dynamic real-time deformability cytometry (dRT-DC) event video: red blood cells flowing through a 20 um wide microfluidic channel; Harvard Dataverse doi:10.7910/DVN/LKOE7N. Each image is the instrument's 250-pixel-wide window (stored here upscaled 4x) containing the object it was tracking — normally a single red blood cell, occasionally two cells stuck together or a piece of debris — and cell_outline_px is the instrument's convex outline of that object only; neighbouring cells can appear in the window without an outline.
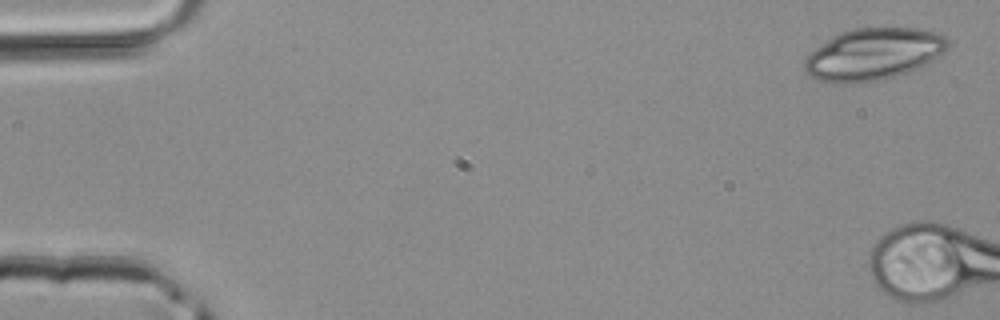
{"species": "common noctule bat (a hibernating species)", "species_latin": "Nyctalus noctula", "temperature_condition": "room temperature", "stored_images_in_passage": 5, "camera_frame_rate_fps": 3000, "um_per_image_px": 0.085, "animal": {"sex": "male", "body_mass_g": 20.4}, "frame": {"image": 1, "passage_image": 1, "time_ms": 0.0, "image_size_px": [1000, 320], "cell_outline_px": [[948, 48], [944, 52], [924, 64], [908, 72], [896, 76], [880, 80], [852, 84], [832, 84], [808, 76], [804, 72], [804, 60], [816, 48], [840, 32], [856, 28], [920, 28], [940, 32], [948, 40]], "centroid_in_image_um": [74.23, 4.62], "position_along_channel_um": 10.8, "area_um2": 43.41}}